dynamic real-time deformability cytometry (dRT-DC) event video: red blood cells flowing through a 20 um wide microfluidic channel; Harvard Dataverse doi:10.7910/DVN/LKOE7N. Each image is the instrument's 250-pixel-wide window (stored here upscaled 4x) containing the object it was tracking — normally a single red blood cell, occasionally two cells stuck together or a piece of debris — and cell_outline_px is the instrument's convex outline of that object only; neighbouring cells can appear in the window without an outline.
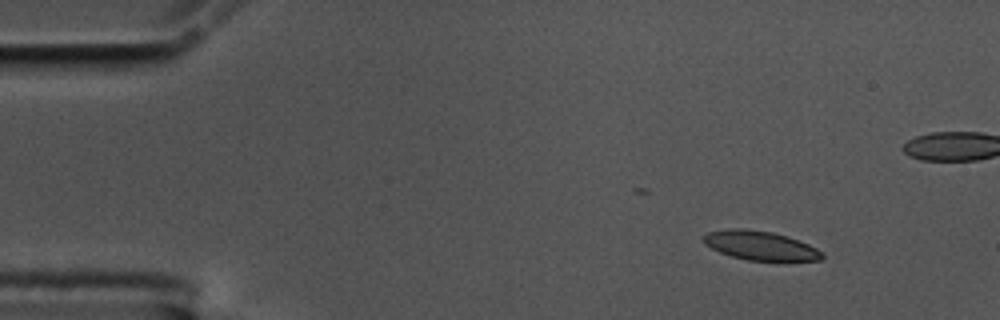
{"species": "common noctule bat (a hibernating species)", "species_latin": "Nyctalus noctula", "temperature_condition": "cold", "stored_images_in_passage": 53, "camera_frame_rate_fps": 3000, "um_per_image_px": 0.085, "animal": {"sex": "male", "body_mass_g": 17.5, "forearm_length_mm": 52.3}, "frame": {"image": 1, "passage_image": 1, "time_ms": 0.0, "image_size_px": [1000, 320], "cell_outline_px": [[824, 256], [820, 260], [748, 260], [732, 256], [720, 252], [704, 244], [700, 240], [708, 232], [728, 228], [744, 228], [772, 232], [808, 244], [824, 252]], "centroid_in_image_um": [64.58, 20.86], "position_along_channel_um": 20.4, "area_um2": 19.88}}
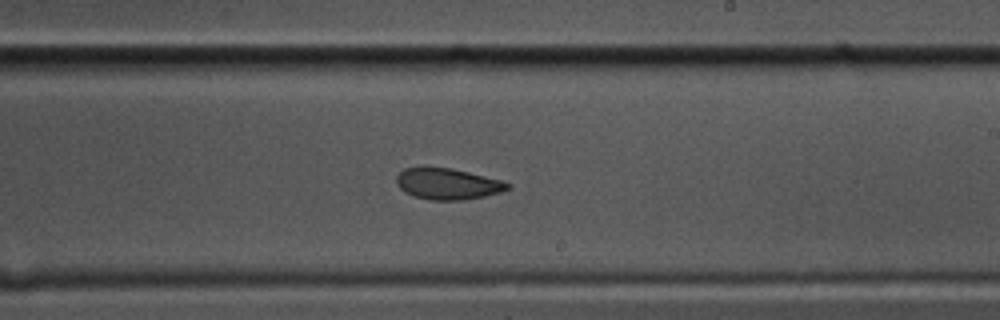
{"frame": {"image": 2, "passage_image": 28, "time_ms": 9.0, "image_size_px": [1000, 320], "cell_outline_px": [[512, 188], [500, 192], [484, 196], [464, 200], [428, 200], [412, 196], [404, 192], [396, 184], [396, 176], [404, 168], [452, 168], [500, 180], [512, 184]], "centroid_in_image_um": [38.04, 15.65], "position_along_channel_um": 251.0, "area_um2": 20.17}}
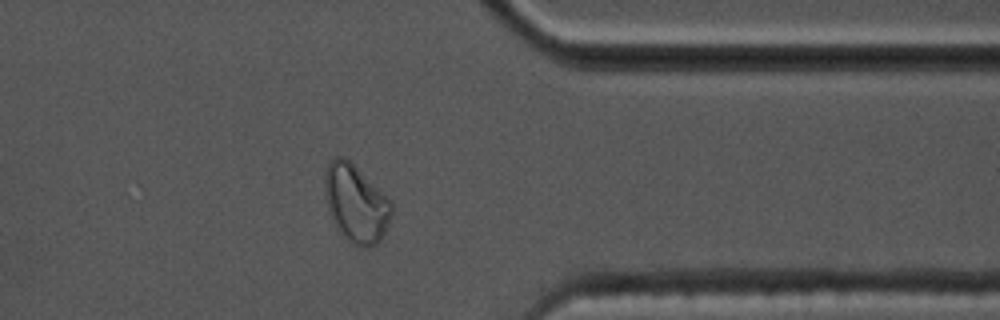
{"frame": {"image": 3, "passage_image": 40, "time_ms": 13.0, "image_size_px": [1000, 320], "cell_outline_px": [[392, 212], [384, 232], [380, 240], [376, 244], [368, 248], [356, 248], [340, 232], [332, 220], [328, 208], [324, 192], [324, 168], [336, 156], [344, 156], [392, 200]], "centroid_in_image_um": [30.24, 17.3], "position_along_channel_um": 381.2, "area_um2": 30.35}, "authors_computed_cell_mechanics": {"area_um2": 21.1548, "velocity_mm_per_s": 3.495, "shape_relaxation_time_tau1_ms": 10.9453, "shape_relaxation_time_tau2_ms": 3.4802, "deformation_change_tau1": 0.2043, "deformation_change_tau2": 0.0853}}